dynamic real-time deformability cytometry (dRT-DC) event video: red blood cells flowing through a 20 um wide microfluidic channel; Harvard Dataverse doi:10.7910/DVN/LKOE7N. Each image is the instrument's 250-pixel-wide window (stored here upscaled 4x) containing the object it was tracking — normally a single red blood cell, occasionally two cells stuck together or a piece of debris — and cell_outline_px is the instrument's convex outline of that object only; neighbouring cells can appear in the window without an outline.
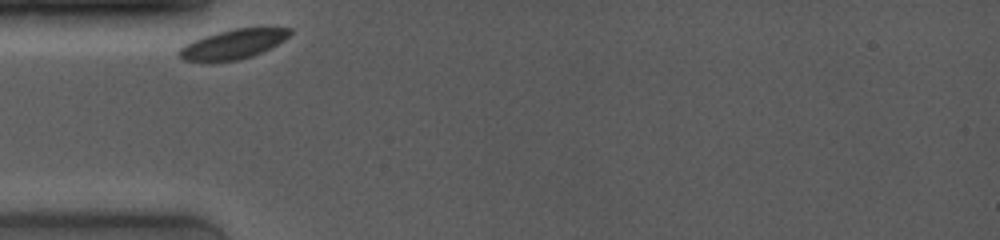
{"species": "common noctule bat (a hibernating species)", "species_latin": "Nyctalus noctula", "temperature_condition": "room temperature", "stored_images_in_passage": 42, "camera_frame_rate_fps": 4000, "um_per_image_px": 0.085, "animal": {"sex": "female", "body_mass_g": 19.0, "forearm_length_mm": 53.3}, "frame": {"image": 1, "passage_image": 1, "time_ms": 0.0, "image_size_px": [1000, 240], "cell_outline_px": [[292, 32], [284, 40], [252, 56], [240, 60], [184, 60], [176, 52], [184, 44], [204, 36], [216, 32], [236, 28], [292, 28]], "centroid_in_image_um": [19.8, 3.73], "position_along_channel_um": 65.2, "area_um2": 18.55}}
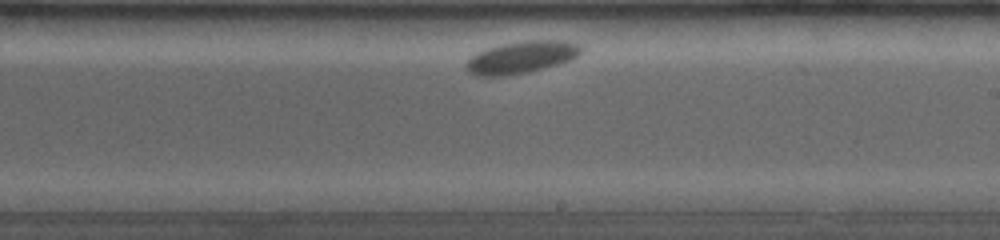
{"frame": {"image": 2, "passage_image": 21, "time_ms": 5.25, "image_size_px": [1000, 240], "cell_outline_px": [[584, 48], [580, 56], [572, 60], [560, 64], [528, 72], [508, 76], [476, 76], [468, 72], [464, 64], [472, 56], [488, 48], [500, 44], [528, 40], [560, 40], [576, 44]], "centroid_in_image_um": [44.35, 4.88], "position_along_channel_um": 244.6, "area_um2": 21.73}}
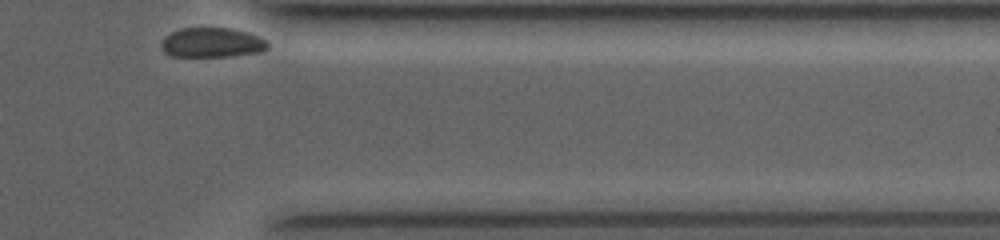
{"frame": {"image": 3, "passage_image": 42, "time_ms": 9.5, "image_size_px": [1000, 240], "cell_outline_px": [[268, 48], [260, 52], [228, 56], [172, 56], [164, 52], [160, 44], [164, 36], [180, 28], [232, 28], [248, 32], [260, 36], [268, 40]], "centroid_in_image_um": [18.03, 3.61], "position_along_channel_um": 393.4, "area_um2": 18.55}}